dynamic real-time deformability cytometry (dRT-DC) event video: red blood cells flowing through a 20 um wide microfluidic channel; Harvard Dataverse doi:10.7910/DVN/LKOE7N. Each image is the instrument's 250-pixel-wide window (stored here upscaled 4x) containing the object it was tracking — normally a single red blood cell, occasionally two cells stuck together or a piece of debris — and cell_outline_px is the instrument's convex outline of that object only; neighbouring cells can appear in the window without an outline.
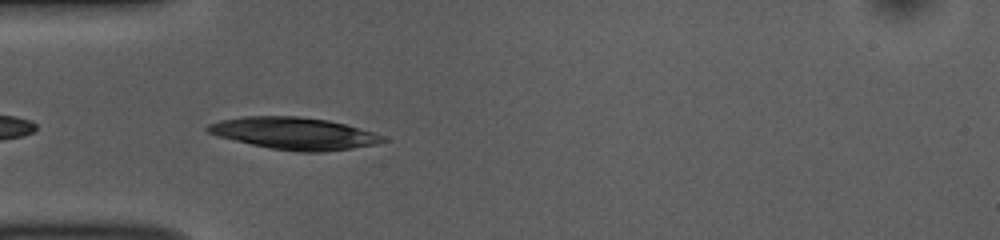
{"species": "common noctule bat (a hibernating species)", "species_latin": "Nyctalus noctula", "temperature_condition": "room temperature", "stored_images_in_passage": 40, "camera_frame_rate_fps": 3000, "um_per_image_px": 0.085, "animal": {"sex": "female", "body_mass_g": 10.0, "forearm_length_mm": 53.1}, "frame": {"image": 1, "passage_image": 3, "time_ms": 0.667, "image_size_px": [1000, 240], "cell_outline_px": [[388, 140], [376, 144], [352, 148], [324, 152], [296, 152], [268, 148], [220, 136], [208, 132], [204, 128], [208, 124], [220, 120], [244, 116], [300, 116], [328, 120], [344, 124], [372, 132]], "centroid_in_image_um": [24.98, 11.34], "position_along_channel_um": 60.0, "area_um2": 32.48}}
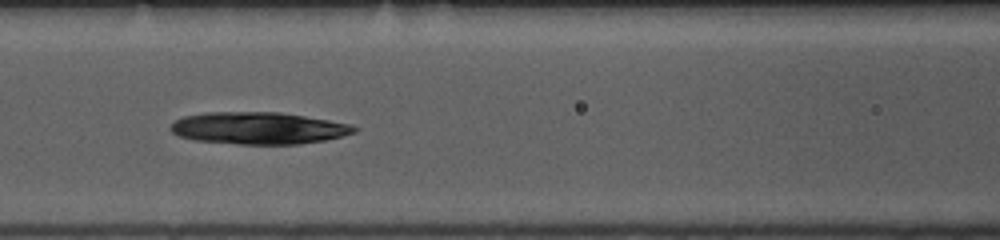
{"frame": {"image": 2, "passage_image": 10, "time_ms": 3.0, "image_size_px": [1000, 240], "cell_outline_px": [[356, 132], [324, 140], [300, 144], [240, 144], [192, 140], [180, 136], [172, 132], [172, 124], [176, 120], [184, 116], [204, 112], [280, 112], [352, 124], [356, 128]], "centroid_in_image_um": [21.96, 10.89], "position_along_channel_um": 144.6, "area_um2": 34.1}}
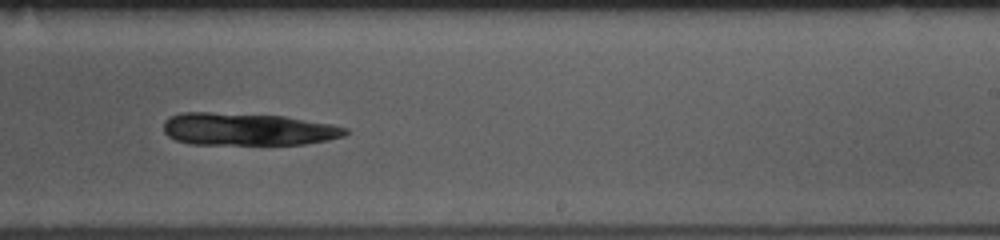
{"frame": {"image": 3, "passage_image": 20, "time_ms": 6.333, "image_size_px": [1000, 240], "cell_outline_px": [[348, 132], [344, 136], [328, 140], [304, 144], [188, 144], [176, 140], [168, 136], [164, 132], [164, 120], [168, 116], [180, 112], [212, 112], [284, 116], [328, 124], [348, 128]], "centroid_in_image_um": [20.99, 10.98], "position_along_channel_um": 268.0, "area_um2": 34.45}}